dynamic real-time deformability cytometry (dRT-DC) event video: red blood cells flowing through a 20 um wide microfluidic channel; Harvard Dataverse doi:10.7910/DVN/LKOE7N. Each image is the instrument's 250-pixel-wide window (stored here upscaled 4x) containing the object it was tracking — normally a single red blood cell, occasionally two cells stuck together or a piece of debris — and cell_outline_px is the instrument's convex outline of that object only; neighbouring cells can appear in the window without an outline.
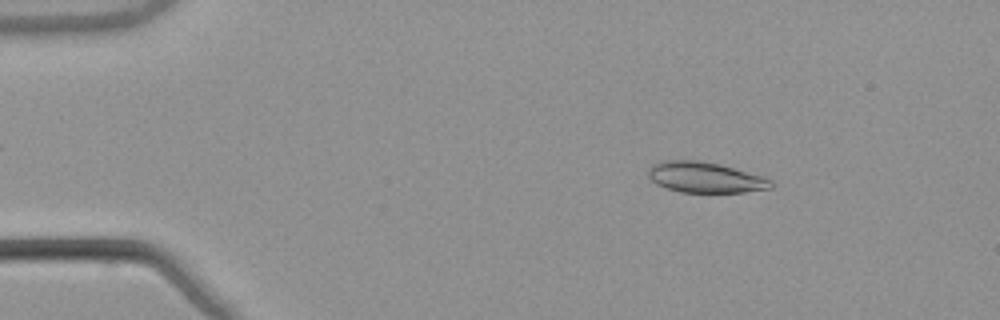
{"species": "common noctule bat (a hibernating species)", "species_latin": "Nyctalus noctula", "temperature_condition": "warm", "stored_images_in_passage": 53, "camera_frame_rate_fps": 3000, "um_per_image_px": 0.085, "animal": {"sex": "male", "body_mass_g": 21.5, "forearm_length_mm": 52.0}, "frame": {"image": 1, "passage_image": 8, "time_ms": 2.333, "image_size_px": [1000, 320], "cell_outline_px": [[772, 188], [744, 192], [680, 192], [656, 184], [648, 176], [648, 168], [652, 164], [664, 160], [696, 160], [720, 164], [760, 176], [772, 180]], "centroid_in_image_um": [59.9, 15.07], "position_along_channel_um": 25.1, "area_um2": 21.73}}
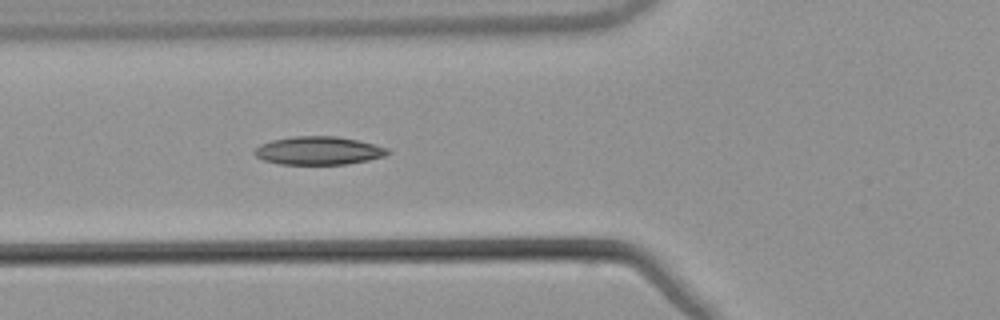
{"frame": {"image": 2, "passage_image": 20, "time_ms": 6.333, "image_size_px": [1000, 320], "cell_outline_px": [[392, 152], [384, 156], [368, 160], [348, 164], [280, 164], [264, 160], [256, 156], [252, 152], [260, 144], [272, 140], [292, 136], [336, 136], [356, 140], [388, 148]], "centroid_in_image_um": [27.06, 12.8], "position_along_channel_um": 98.7, "area_um2": 21.85}}
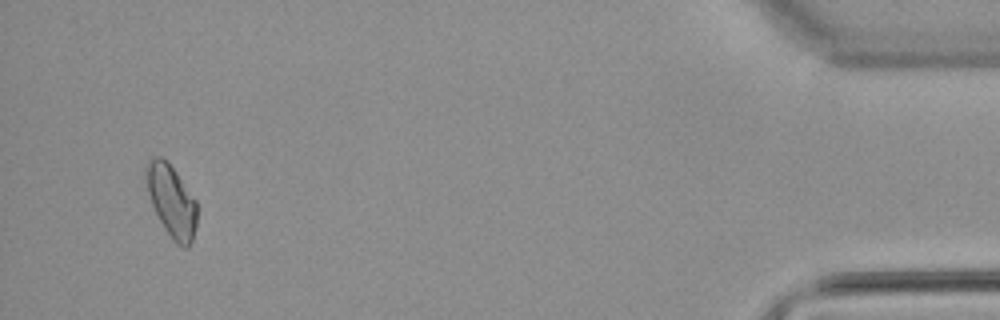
{"frame": {"image": 3, "passage_image": 51, "time_ms": 16.667, "image_size_px": [1000, 320], "cell_outline_px": [[196, 224], [192, 240], [188, 248], [184, 248], [176, 244], [172, 240], [160, 220], [152, 204], [144, 180], [144, 168], [148, 160], [152, 156], [160, 156], [168, 160], [196, 200]], "centroid_in_image_um": [14.55, 17.03], "position_along_channel_um": 420.7, "area_um2": 21.56}}